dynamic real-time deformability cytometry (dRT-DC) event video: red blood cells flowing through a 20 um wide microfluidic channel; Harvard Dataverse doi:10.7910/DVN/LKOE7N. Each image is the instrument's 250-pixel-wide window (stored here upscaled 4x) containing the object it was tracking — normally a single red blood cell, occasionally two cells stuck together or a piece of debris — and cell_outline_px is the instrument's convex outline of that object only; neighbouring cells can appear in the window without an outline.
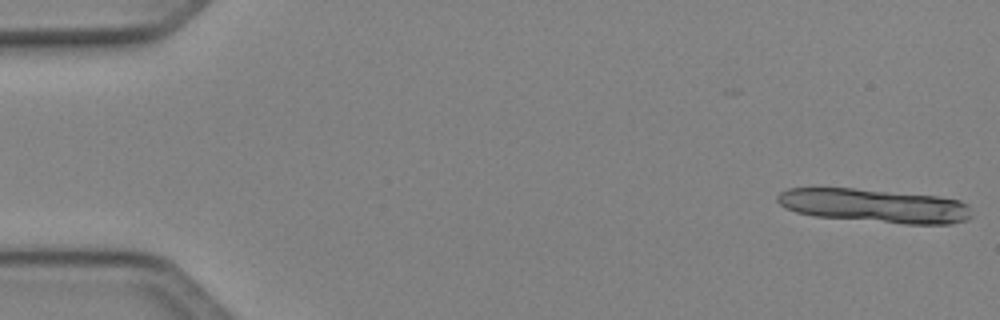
{"species": "Egyptian fruit bat (a non-hibernating species)", "species_latin": "Rousettus aegyptiacus", "temperature_condition": "cold", "stored_images_in_passage": 11, "camera_frame_rate_fps": 3000, "um_per_image_px": 0.085, "animal": {"sex": "female"}, "frame": {"image": 1, "passage_image": 1, "time_ms": 0.0, "image_size_px": [1000, 320], "cell_outline_px": [[972, 216], [968, 220], [948, 224], [904, 224], [816, 216], [796, 212], [780, 204], [776, 200], [776, 196], [780, 192], [788, 188], [852, 188], [936, 196], [960, 200], [968, 204]], "centroid_in_image_um": [74.36, 17.49], "position_along_channel_um": 10.6, "area_um2": 38.15}}